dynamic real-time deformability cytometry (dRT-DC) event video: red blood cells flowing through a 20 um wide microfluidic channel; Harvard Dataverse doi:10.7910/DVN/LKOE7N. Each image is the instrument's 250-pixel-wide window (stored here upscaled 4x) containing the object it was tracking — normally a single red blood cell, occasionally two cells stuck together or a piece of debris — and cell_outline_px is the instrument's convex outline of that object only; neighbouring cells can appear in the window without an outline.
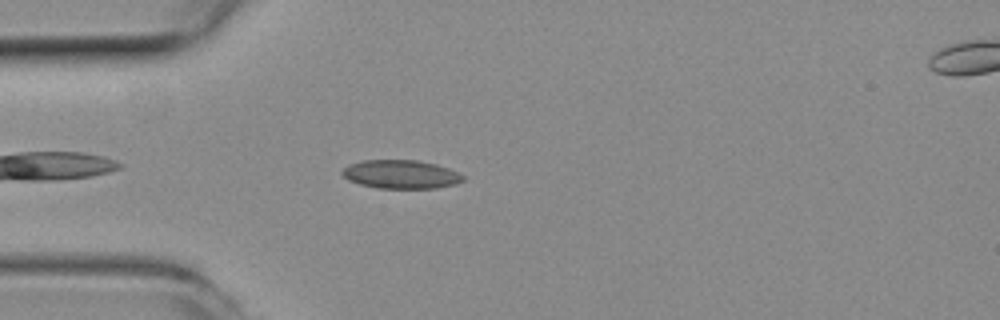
{"species": "common noctule bat (a hibernating species)", "species_latin": "Nyctalus noctula", "temperature_condition": "room temperature", "stored_images_in_passage": 27, "camera_frame_rate_fps": 3000, "um_per_image_px": 0.085, "animal": {"sex": "female", "body_mass_g": 19.3, "forearm_length_mm": 54.1}, "frame": {"image": 1, "passage_image": 4, "time_ms": 1.0, "image_size_px": [1000, 320], "cell_outline_px": [[464, 180], [456, 184], [436, 188], [376, 188], [360, 184], [348, 180], [340, 172], [348, 164], [360, 160], [416, 160], [436, 164], [448, 168], [464, 176]], "centroid_in_image_um": [34.05, 14.81], "position_along_channel_um": 51.0, "area_um2": 20.17}}
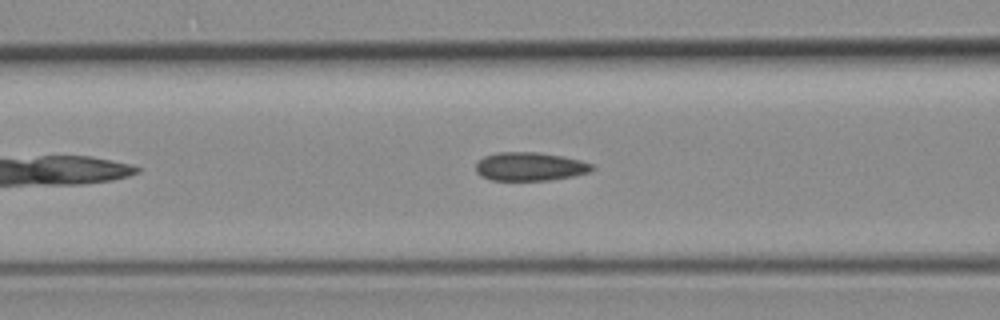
{"frame": {"image": 2, "passage_image": 10, "time_ms": 3.0, "image_size_px": [1000, 320], "cell_outline_px": [[596, 168], [588, 172], [572, 176], [552, 180], [492, 180], [480, 176], [476, 172], [476, 164], [484, 156], [496, 152], [540, 152], [580, 160], [596, 164]], "centroid_in_image_um": [45.06, 14.15], "position_along_channel_um": 121.5, "area_um2": 19.42}}
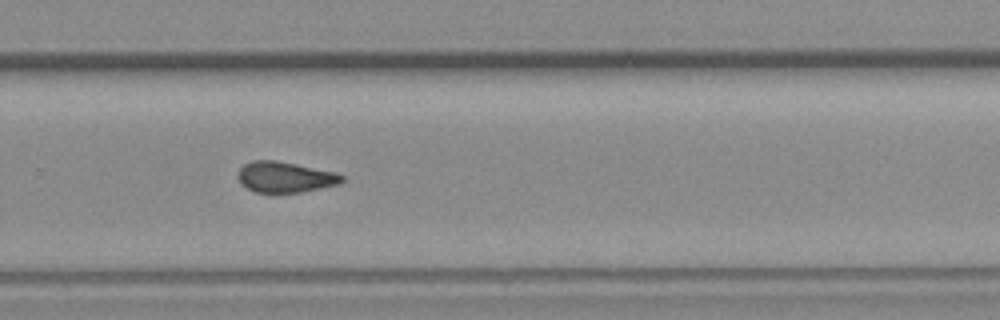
{"frame": {"image": 3, "passage_image": 24, "time_ms": 7.667, "image_size_px": [1000, 320], "cell_outline_px": [[344, 180], [340, 184], [300, 192], [256, 192], [240, 184], [236, 176], [240, 168], [244, 164], [252, 160], [276, 160], [336, 172], [344, 176]], "centroid_in_image_um": [24.22, 15.04], "position_along_channel_um": 305.6, "area_um2": 18.67}}